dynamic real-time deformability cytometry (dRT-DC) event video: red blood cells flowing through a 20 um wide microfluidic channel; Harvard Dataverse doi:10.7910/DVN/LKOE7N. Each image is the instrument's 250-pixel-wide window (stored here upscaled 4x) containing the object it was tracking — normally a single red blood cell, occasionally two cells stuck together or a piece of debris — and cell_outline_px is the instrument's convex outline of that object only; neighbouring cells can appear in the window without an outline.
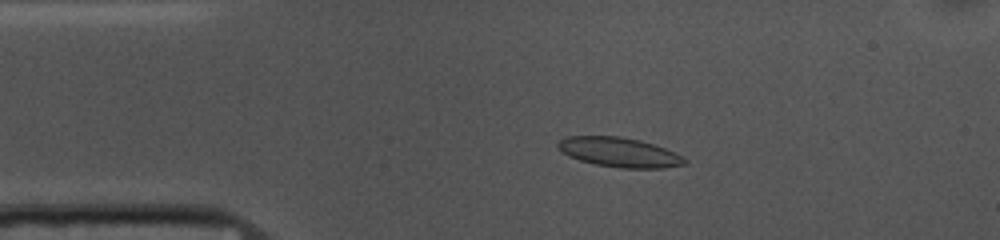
{"species": "common noctule bat (a hibernating species)", "species_latin": "Nyctalus noctula", "temperature_condition": "cold", "stored_images_in_passage": 53, "camera_frame_rate_fps": 3000, "um_per_image_px": 0.085, "animal": {"sex": "female", "body_mass_g": 10.0, "forearm_length_mm": 53.1}, "frame": {"image": 1, "passage_image": 10, "time_ms": 3.0, "image_size_px": [1000, 240], "cell_outline_px": [[688, 160], [684, 164], [664, 168], [620, 168], [596, 164], [580, 160], [568, 156], [556, 144], [560, 140], [568, 136], [620, 136], [640, 140], [664, 148]], "centroid_in_image_um": [52.62, 12.94], "position_along_channel_um": 32.4, "area_um2": 21.5}}
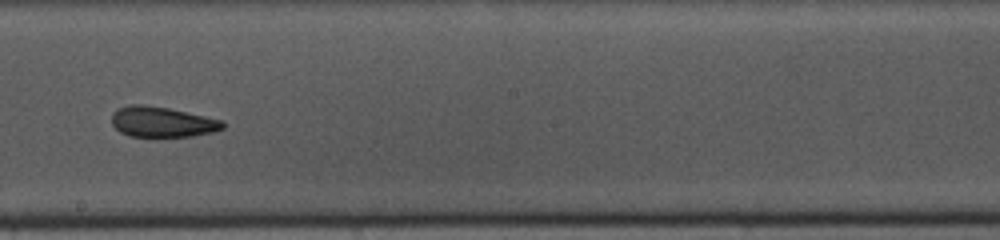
{"frame": {"image": 2, "passage_image": 29, "time_ms": 9.333, "image_size_px": [1000, 240], "cell_outline_px": [[224, 128], [212, 132], [192, 136], [156, 140], [128, 136], [120, 132], [112, 124], [112, 112], [116, 108], [128, 104], [144, 104], [168, 108], [224, 120]], "centroid_in_image_um": [13.74, 10.41], "position_along_channel_um": 234.5, "area_um2": 20.69}}
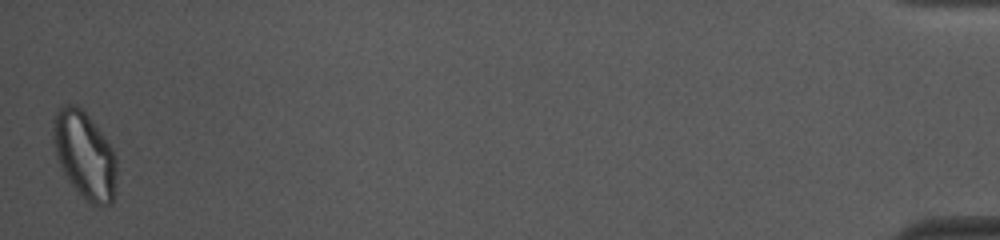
{"frame": {"image": 3, "passage_image": 53, "time_ms": 17.333, "image_size_px": [1000, 240], "cell_outline_px": [[116, 172], [112, 204], [92, 204], [84, 200], [72, 184], [64, 172], [56, 156], [52, 136], [52, 128], [56, 112], [64, 104], [76, 104], [88, 116], [104, 136], [112, 148], [116, 156]], "centroid_in_image_um": [7.18, 13.16], "position_along_channel_um": 428.0, "area_um2": 31.79}, "authors_computed_cell_mechanics": {"area_um2": 20.7502, "velocity_mm_per_s": 3.6732, "shape_relaxation_time_tau1_ms": 3.158, "shape_relaxation_time_tau2_ms": 1.7924, "deformation_change_tau1": 0.1207, "deformation_change_tau2": 0.0885}}